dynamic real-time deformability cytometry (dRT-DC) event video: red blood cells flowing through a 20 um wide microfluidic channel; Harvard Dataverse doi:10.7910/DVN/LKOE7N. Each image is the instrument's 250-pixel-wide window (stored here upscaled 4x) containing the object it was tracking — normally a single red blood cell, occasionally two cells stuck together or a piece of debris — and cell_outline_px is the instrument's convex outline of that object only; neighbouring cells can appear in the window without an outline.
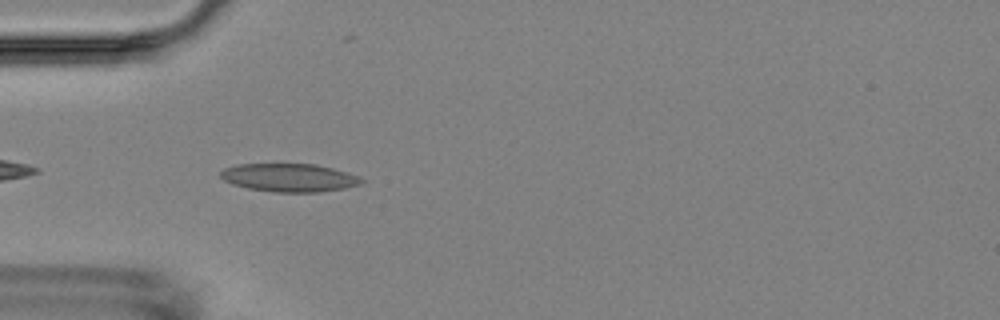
{"species": "Egyptian fruit bat (a non-hibernating species)", "species_latin": "Rousettus aegyptiacus", "temperature_condition": "room temperature", "stored_images_in_passage": 6, "camera_frame_rate_fps": 3000, "um_per_image_px": 0.085, "animal": {"sex": "female"}, "frame": {"image": 1, "passage_image": 5, "time_ms": 4.667, "image_size_px": [1000, 320], "cell_outline_px": [[364, 184], [344, 188], [320, 192], [272, 192], [248, 188], [232, 184], [224, 180], [220, 176], [220, 172], [224, 168], [236, 164], [316, 164], [348, 172], [360, 176], [364, 180]], "centroid_in_image_um": [24.61, 15.1], "position_along_channel_um": 60.4, "area_um2": 23.35}}